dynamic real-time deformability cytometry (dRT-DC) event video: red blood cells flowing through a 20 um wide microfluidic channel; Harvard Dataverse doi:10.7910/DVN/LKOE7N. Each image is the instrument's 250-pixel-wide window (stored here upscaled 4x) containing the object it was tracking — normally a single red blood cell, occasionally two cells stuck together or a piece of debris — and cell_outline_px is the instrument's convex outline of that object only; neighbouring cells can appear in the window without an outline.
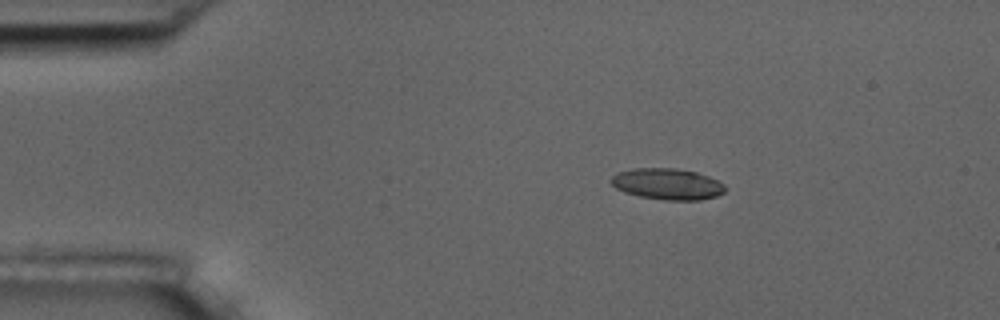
{"species": "common noctule bat (a hibernating species)", "species_latin": "Nyctalus noctula", "temperature_condition": "room temperature", "stored_images_in_passage": 3, "camera_frame_rate_fps": 3000, "um_per_image_px": 0.085, "animal": {"sex": "male", "body_mass_g": 17.5, "forearm_length_mm": 52.3}, "frame": {"image": 1, "passage_image": 1, "time_ms": 0.0, "image_size_px": [1000, 320], "cell_outline_px": [[724, 192], [716, 196], [700, 200], [664, 200], [640, 196], [624, 192], [616, 188], [612, 184], [612, 176], [620, 172], [632, 168], [672, 168], [696, 172], [708, 176], [724, 184]], "centroid_in_image_um": [56.73, 15.64], "position_along_channel_um": 28.3, "area_um2": 20.52}}
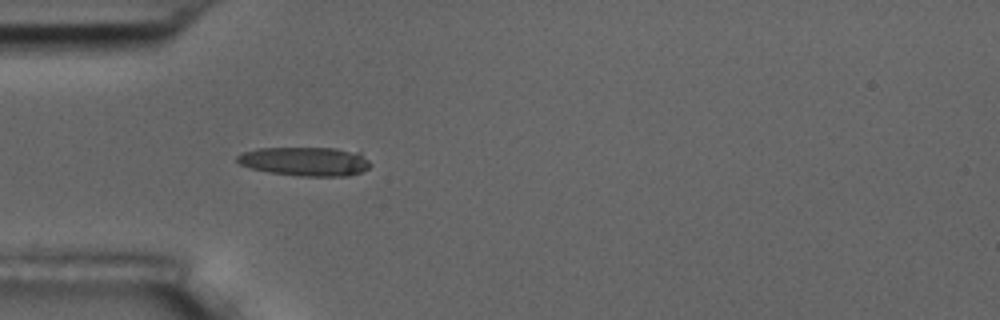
{"frame": {"image": 2, "passage_image": 3, "time_ms": 2.333, "image_size_px": [1000, 320], "cell_outline_px": [[372, 164], [368, 168], [360, 172], [348, 176], [300, 176], [268, 172], [252, 168], [240, 164], [236, 160], [236, 156], [244, 152], [256, 148], [336, 148], [360, 152]], "centroid_in_image_um": [25.96, 13.71], "position_along_channel_um": 59.0, "area_um2": 22.54}}